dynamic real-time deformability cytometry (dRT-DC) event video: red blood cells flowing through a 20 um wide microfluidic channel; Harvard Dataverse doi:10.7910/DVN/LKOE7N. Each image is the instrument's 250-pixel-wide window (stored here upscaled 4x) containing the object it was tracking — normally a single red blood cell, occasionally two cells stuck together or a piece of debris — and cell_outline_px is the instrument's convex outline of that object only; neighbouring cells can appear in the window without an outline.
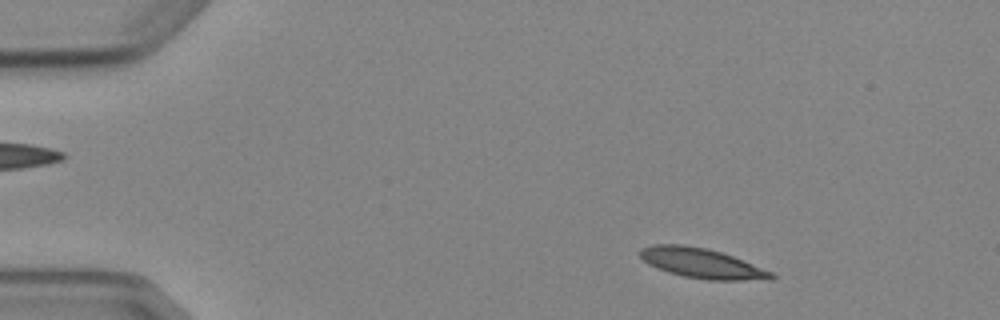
{"species": "Egyptian fruit bat (a non-hibernating species)", "species_latin": "Rousettus aegyptiacus", "temperature_condition": "cold", "stored_images_in_passage": 3, "camera_frame_rate_fps": 3000, "um_per_image_px": 0.085, "animal": {"sex": "female"}, "frame": {"image": 1, "passage_image": 1, "time_ms": 0.0, "image_size_px": [1000, 320], "cell_outline_px": [[776, 276], [772, 280], [708, 280], [684, 276], [668, 272], [648, 264], [636, 252], [640, 248], [656, 244], [684, 244], [708, 248], [732, 256], [772, 272]], "centroid_in_image_um": [59.62, 22.37], "position_along_channel_um": 25.4, "area_um2": 22.89}}
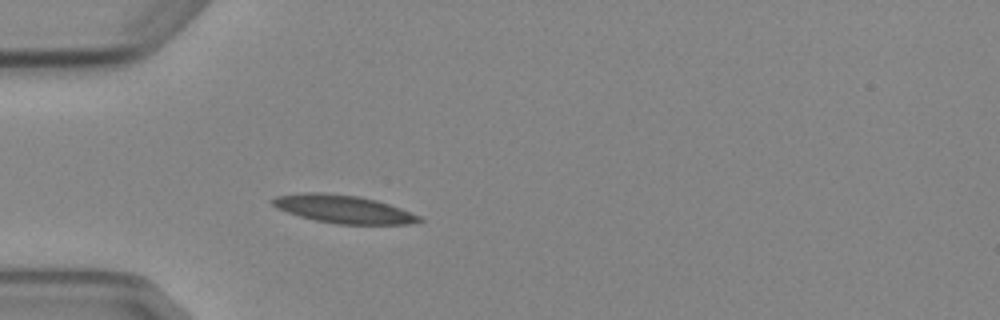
{"frame": {"image": 2, "passage_image": 3, "time_ms": 2.667, "image_size_px": [1000, 320], "cell_outline_px": [[424, 220], [408, 224], [336, 224], [316, 220], [300, 216], [276, 208], [272, 204], [272, 200], [276, 196], [304, 192], [324, 192], [360, 196], [376, 200], [400, 208], [420, 216]], "centroid_in_image_um": [29.17, 17.76], "position_along_channel_um": 55.8, "area_um2": 23.81}}